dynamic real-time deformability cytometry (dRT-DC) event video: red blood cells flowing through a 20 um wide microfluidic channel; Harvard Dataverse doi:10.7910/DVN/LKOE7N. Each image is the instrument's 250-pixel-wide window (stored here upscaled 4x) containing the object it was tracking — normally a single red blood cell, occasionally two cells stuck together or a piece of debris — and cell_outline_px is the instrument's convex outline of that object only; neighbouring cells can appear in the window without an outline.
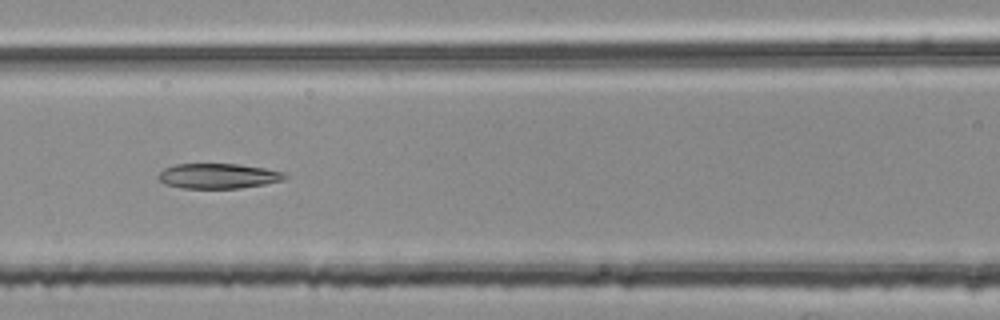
{"species": "common noctule bat (a hibernating species)", "species_latin": "Nyctalus noctula", "temperature_condition": "room temperature", "stored_images_in_passage": 52, "segment_of_instrument_passage": [2, 2], "camera_frame_rate_fps": 3000, "um_per_image_px": 0.085, "animal": {"sex": "female", "body_mass_g": 25.1}, "frame": {"image": 1, "passage_image": 24, "time_ms": 7.667, "image_size_px": [1000, 320], "cell_outline_px": [[288, 176], [284, 180], [264, 184], [240, 188], [180, 188], [164, 184], [156, 176], [164, 168], [176, 164], [240, 164], [264, 168], [284, 172]], "centroid_in_image_um": [18.53, 14.96], "position_along_channel_um": 148.1, "area_um2": 18.55}}
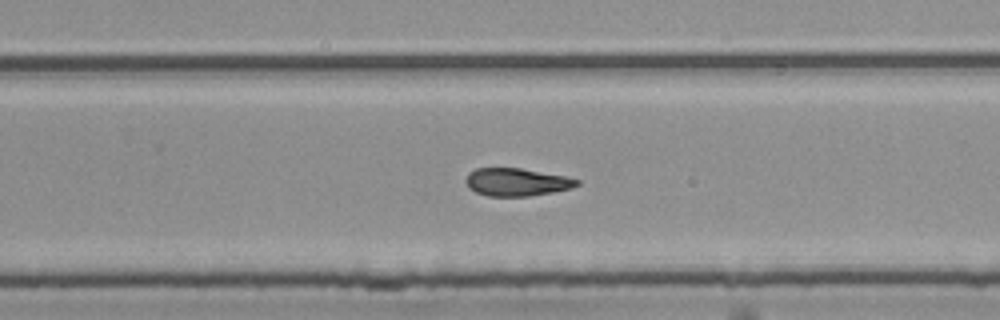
{"frame": {"image": 2, "passage_image": 35, "time_ms": 11.333, "image_size_px": [1000, 320], "cell_outline_px": [[580, 184], [572, 188], [552, 192], [528, 196], [488, 196], [476, 192], [468, 188], [464, 180], [468, 172], [476, 168], [520, 168], [564, 176], [580, 180]], "centroid_in_image_um": [43.88, 15.47], "position_along_channel_um": 285.9, "area_um2": 18.03}}
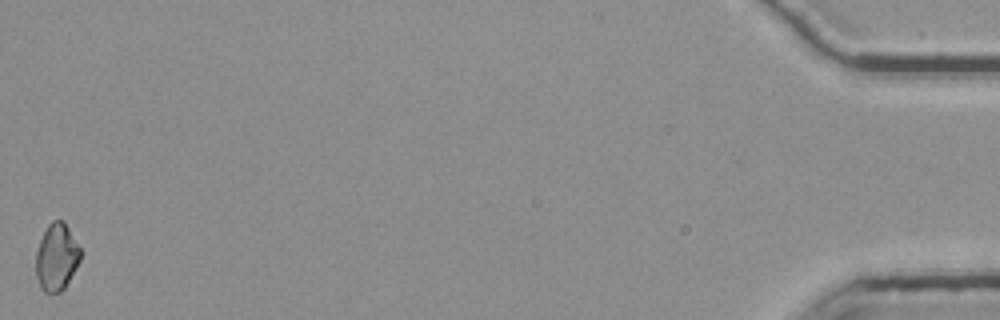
{"frame": {"image": 3, "passage_image": 52, "time_ms": 17.0, "image_size_px": [1000, 320], "cell_outline_px": [[80, 260], [64, 288], [60, 292], [44, 292], [40, 288], [36, 276], [36, 252], [40, 240], [48, 224], [52, 220], [64, 220], [80, 248]], "centroid_in_image_um": [4.79, 21.84], "position_along_channel_um": 430.4, "area_um2": 17.28}}